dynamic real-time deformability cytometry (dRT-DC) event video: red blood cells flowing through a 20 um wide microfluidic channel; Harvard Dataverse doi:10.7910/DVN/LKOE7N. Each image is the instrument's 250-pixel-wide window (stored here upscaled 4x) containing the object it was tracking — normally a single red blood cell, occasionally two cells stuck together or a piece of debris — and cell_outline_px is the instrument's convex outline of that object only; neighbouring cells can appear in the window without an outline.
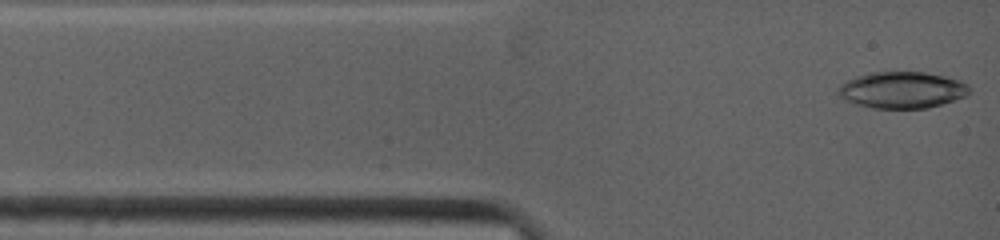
{"species": "common noctule bat (a hibernating species)", "species_latin": "Nyctalus noctula", "temperature_condition": "warm", "stored_images_in_passage": 74, "camera_frame_rate_fps": 4500, "um_per_image_px": 0.085, "animal": {"sex": "female", "body_mass_g": 19.0, "forearm_length_mm": 53.3}, "frame": {"image": 1, "passage_image": 1, "time_ms": 0.0, "image_size_px": [1000, 240], "cell_outline_px": [[968, 96], [928, 108], [872, 108], [856, 104], [844, 100], [836, 92], [836, 88], [840, 84], [856, 76], [868, 72], [924, 72], [944, 76], [960, 80], [968, 84]], "centroid_in_image_um": [76.64, 7.65], "position_along_channel_um": 8.4, "area_um2": 28.09}}
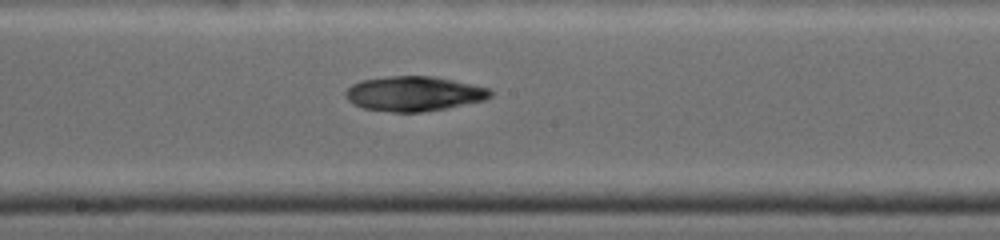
{"frame": {"image": 2, "passage_image": 20, "time_ms": 6.222, "image_size_px": [1000, 240], "cell_outline_px": [[492, 96], [484, 100], [448, 108], [420, 112], [392, 112], [364, 108], [352, 104], [344, 96], [344, 92], [352, 84], [360, 80], [388, 76], [432, 76], [492, 88]], "centroid_in_image_um": [35.18, 7.96], "position_along_channel_um": 213.0, "area_um2": 29.54}}
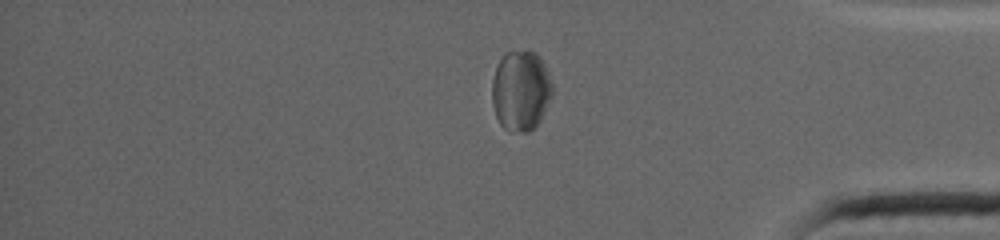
{"frame": {"image": 3, "passage_image": 53, "time_ms": 11.333, "image_size_px": [1000, 240], "cell_outline_px": [[552, 96], [540, 120], [528, 132], [508, 132], [500, 124], [496, 116], [492, 104], [492, 80], [496, 64], [504, 52], [536, 52], [540, 56], [544, 64], [552, 84]], "centroid_in_image_um": [44.24, 7.71], "position_along_channel_um": 391.0, "area_um2": 28.38}}